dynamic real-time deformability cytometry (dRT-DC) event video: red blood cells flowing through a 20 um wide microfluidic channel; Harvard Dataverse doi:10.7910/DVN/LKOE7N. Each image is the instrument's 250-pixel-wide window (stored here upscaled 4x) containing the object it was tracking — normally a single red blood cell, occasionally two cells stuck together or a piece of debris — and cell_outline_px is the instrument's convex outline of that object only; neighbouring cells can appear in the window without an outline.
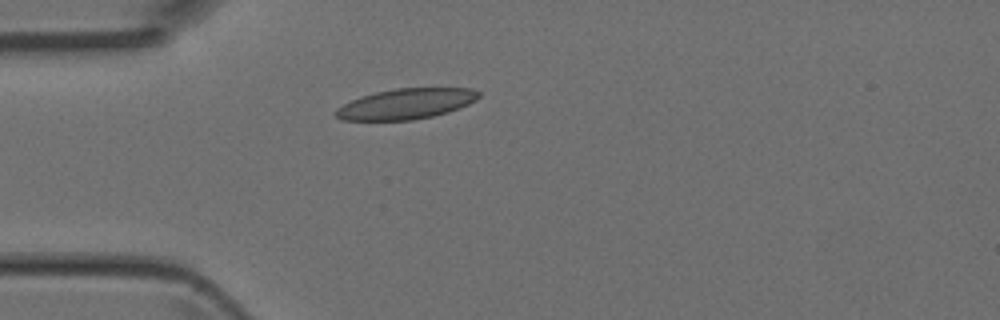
{"species": "Egyptian fruit bat (a non-hibernating species)", "species_latin": "Rousettus aegyptiacus", "temperature_condition": "room temperature", "stored_images_in_passage": 3, "camera_frame_rate_fps": 3000, "um_per_image_px": 0.085, "animal": {"sex": "female"}, "frame": {"image": 1, "passage_image": 3, "time_ms": 0.667, "image_size_px": [1000, 320], "cell_outline_px": [[480, 96], [476, 100], [460, 108], [448, 112], [432, 116], [412, 120], [340, 120], [332, 112], [336, 108], [360, 96], [376, 92], [396, 88], [472, 88], [480, 92]], "centroid_in_image_um": [34.51, 8.82], "position_along_channel_um": 50.5, "area_um2": 25.49}}